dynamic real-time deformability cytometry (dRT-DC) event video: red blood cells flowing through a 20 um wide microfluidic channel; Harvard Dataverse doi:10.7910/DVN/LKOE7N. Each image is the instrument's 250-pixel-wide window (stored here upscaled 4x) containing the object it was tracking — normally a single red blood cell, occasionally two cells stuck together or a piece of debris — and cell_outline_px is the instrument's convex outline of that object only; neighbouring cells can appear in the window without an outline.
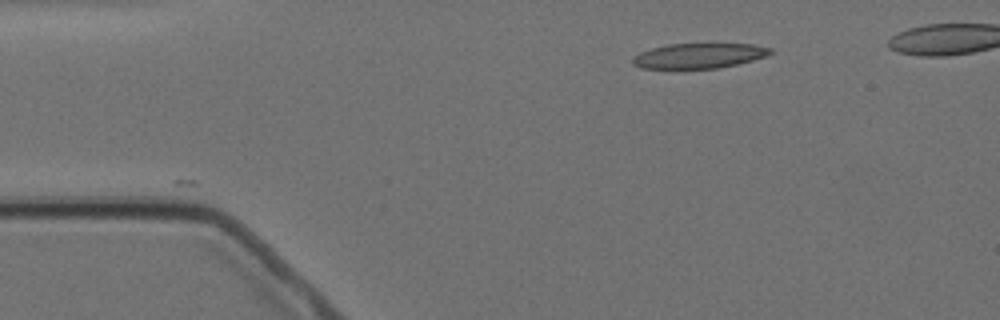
{"species": "Egyptian fruit bat (a non-hibernating species)", "species_latin": "Rousettus aegyptiacus", "temperature_condition": "cold", "stored_images_in_passage": 3, "camera_frame_rate_fps": 3000, "um_per_image_px": 0.085, "animal": {"sex": "female"}, "frame": {"image": 1, "passage_image": 3, "time_ms": 2.333, "image_size_px": [1000, 320], "cell_outline_px": [[772, 52], [764, 56], [752, 60], [720, 68], [640, 68], [632, 64], [632, 56], [640, 52], [652, 48], [668, 44], [712, 40], [752, 44], [772, 48]], "centroid_in_image_um": [59.43, 4.67], "position_along_channel_um": 25.6, "area_um2": 21.15}}